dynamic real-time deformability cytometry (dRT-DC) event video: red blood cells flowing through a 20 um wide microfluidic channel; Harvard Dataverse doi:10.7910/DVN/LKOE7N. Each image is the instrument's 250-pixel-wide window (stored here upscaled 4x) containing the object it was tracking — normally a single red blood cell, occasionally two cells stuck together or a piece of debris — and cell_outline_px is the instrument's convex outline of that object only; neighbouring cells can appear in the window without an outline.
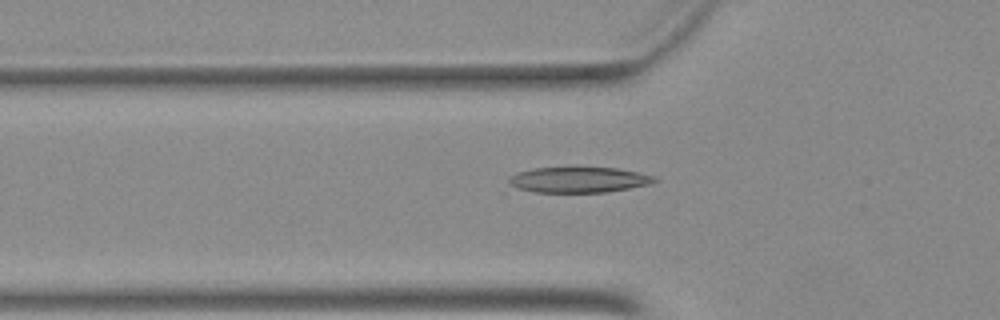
{"species": "Egyptian fruit bat (a non-hibernating species)", "species_latin": "Rousettus aegyptiacus", "temperature_condition": "warm", "stored_images_in_passage": 33, "camera_frame_rate_fps": 3000, "um_per_image_px": 0.085, "animal": {"sex": "female"}, "frame": {"image": 1, "passage_image": 5, "time_ms": 1.333, "image_size_px": [1000, 320], "cell_outline_px": [[656, 180], [652, 184], [604, 192], [536, 192], [508, 188], [508, 176], [516, 172], [532, 168], [568, 164], [576, 164], [616, 168], [656, 176]], "centroid_in_image_um": [49.06, 15.22], "position_along_channel_um": 76.7, "area_um2": 23.18}}
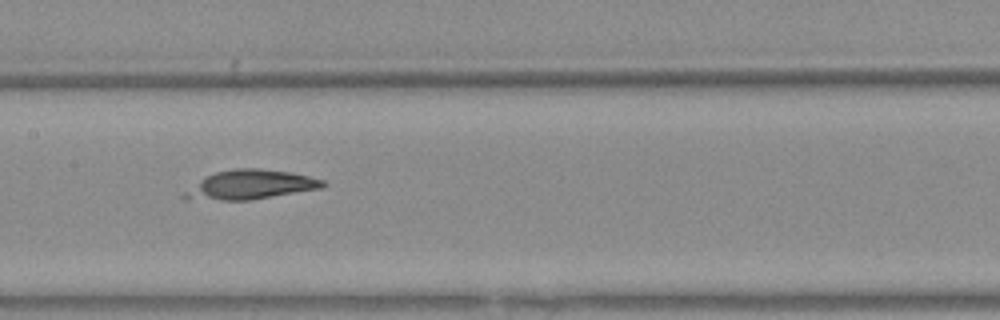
{"frame": {"image": 2, "passage_image": 13, "time_ms": 4.0, "image_size_px": [1000, 320], "cell_outline_px": [[328, 184], [320, 188], [248, 200], [184, 200], [180, 196], [180, 192], [200, 180], [216, 172], [236, 168], [260, 168], [292, 172], [324, 180]], "centroid_in_image_um": [21.2, 15.71], "position_along_channel_um": 186.2, "area_um2": 23.7}}
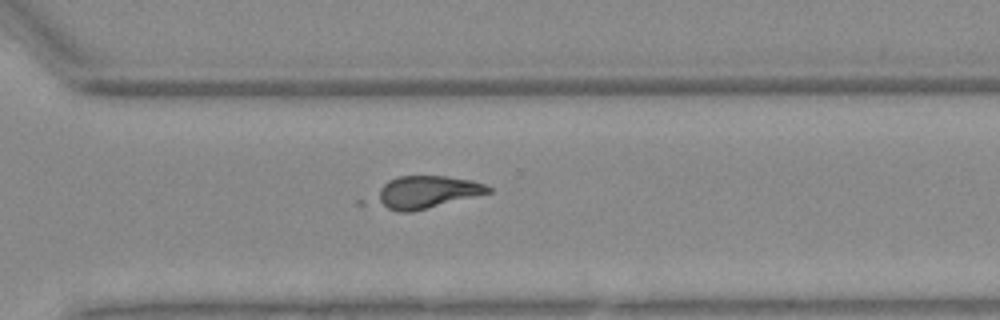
{"frame": {"image": 3, "passage_image": 24, "time_ms": 7.667, "image_size_px": [1000, 320], "cell_outline_px": [[492, 192], [412, 212], [400, 212], [388, 208], [372, 200], [380, 188], [388, 180], [400, 176], [444, 176], [472, 180], [484, 184], [492, 188]], "centroid_in_image_um": [36.25, 16.33], "position_along_channel_um": 334.4, "area_um2": 21.15}}